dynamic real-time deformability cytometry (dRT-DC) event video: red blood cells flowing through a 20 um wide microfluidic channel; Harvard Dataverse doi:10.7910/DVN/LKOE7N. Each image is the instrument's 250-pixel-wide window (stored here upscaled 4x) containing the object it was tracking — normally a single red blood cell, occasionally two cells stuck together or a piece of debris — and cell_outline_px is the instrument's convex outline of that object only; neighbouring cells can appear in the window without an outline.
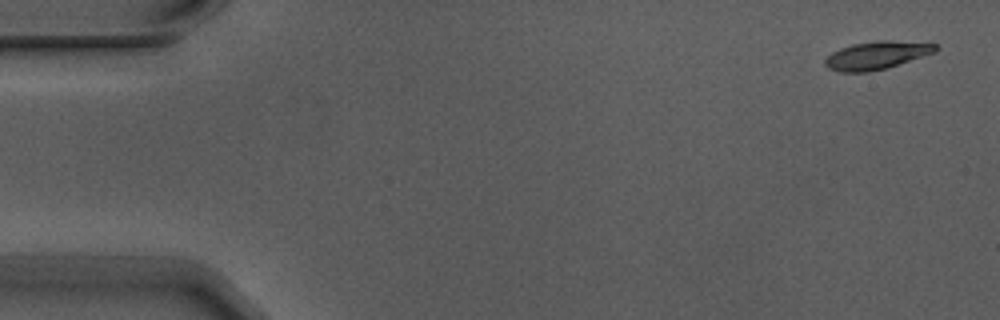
{"species": "Egyptian fruit bat (a non-hibernating species)", "species_latin": "Rousettus aegyptiacus", "temperature_condition": "warm", "stored_images_in_passage": 3, "camera_frame_rate_fps": 3000, "um_per_image_px": 0.085, "animal": {"sex": "male"}, "frame": {"image": 1, "passage_image": 1, "time_ms": 0.0, "image_size_px": [1000, 320], "cell_outline_px": [[940, 48], [936, 52], [888, 68], [868, 72], [840, 72], [828, 68], [824, 64], [824, 60], [832, 52], [840, 48], [852, 44], [880, 40], [892, 40], [936, 44]], "centroid_in_image_um": [74.53, 4.7], "position_along_channel_um": 10.5, "area_um2": 18.15}}
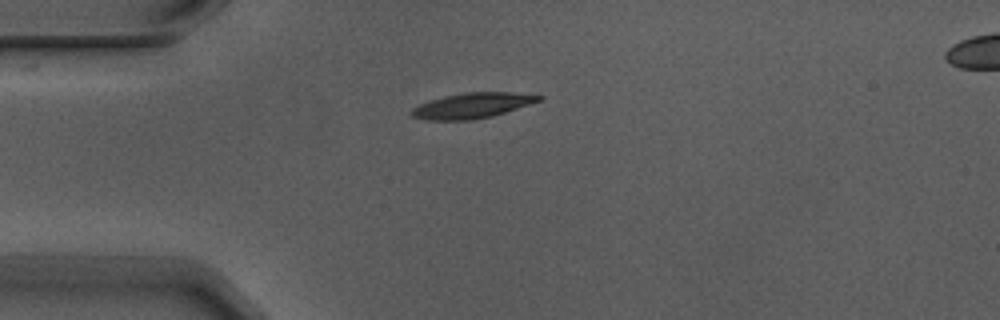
{"frame": {"image": 2, "passage_image": 3, "time_ms": 0.667, "image_size_px": [1000, 320], "cell_outline_px": [[544, 100], [492, 116], [472, 120], [428, 120], [412, 116], [408, 112], [412, 108], [420, 104], [444, 96], [464, 92], [508, 92], [544, 96]], "centroid_in_image_um": [40.15, 8.97], "position_along_channel_um": 44.8, "area_um2": 18.79}}